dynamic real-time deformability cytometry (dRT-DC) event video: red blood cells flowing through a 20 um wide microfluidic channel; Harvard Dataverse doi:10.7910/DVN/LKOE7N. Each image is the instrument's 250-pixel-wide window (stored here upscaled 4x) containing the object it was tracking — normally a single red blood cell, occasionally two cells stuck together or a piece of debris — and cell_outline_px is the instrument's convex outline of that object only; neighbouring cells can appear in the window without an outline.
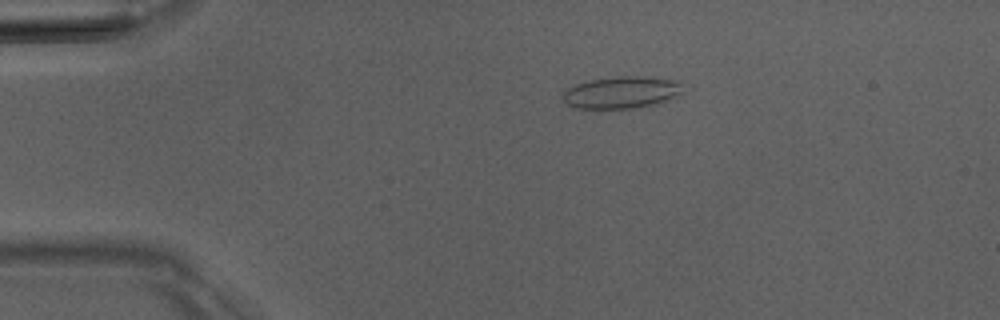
{"species": "Egyptian fruit bat (a non-hibernating species)", "species_latin": "Rousettus aegyptiacus", "temperature_condition": "room temperature", "stored_images_in_passage": 6, "camera_frame_rate_fps": 3000, "um_per_image_px": 0.085, "animal": {"sex": "male"}, "frame": {"image": 1, "passage_image": 2, "time_ms": 1.333, "image_size_px": [1000, 320], "cell_outline_px": [[680, 92], [668, 100], [656, 104], [632, 108], [576, 108], [568, 104], [560, 96], [568, 88], [576, 84], [588, 80], [616, 76], [640, 76], [680, 80]], "centroid_in_image_um": [52.8, 7.84], "position_along_channel_um": 32.2, "area_um2": 22.25}}
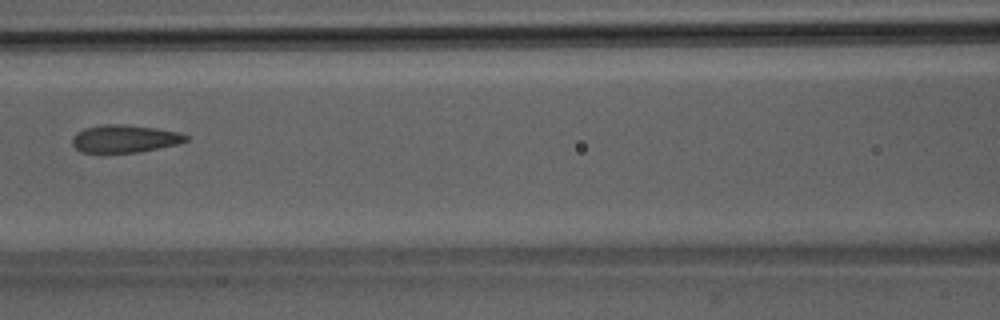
{"frame": {"image": 2, "passage_image": 5, "time_ms": 5.667, "image_size_px": [1000, 320], "cell_outline_px": [[188, 140], [180, 144], [136, 152], [80, 152], [72, 144], [72, 136], [76, 132], [84, 128], [104, 124], [124, 124], [156, 128], [180, 132], [188, 136]], "centroid_in_image_um": [10.6, 11.78], "position_along_channel_um": 156.0, "area_um2": 18.38}}